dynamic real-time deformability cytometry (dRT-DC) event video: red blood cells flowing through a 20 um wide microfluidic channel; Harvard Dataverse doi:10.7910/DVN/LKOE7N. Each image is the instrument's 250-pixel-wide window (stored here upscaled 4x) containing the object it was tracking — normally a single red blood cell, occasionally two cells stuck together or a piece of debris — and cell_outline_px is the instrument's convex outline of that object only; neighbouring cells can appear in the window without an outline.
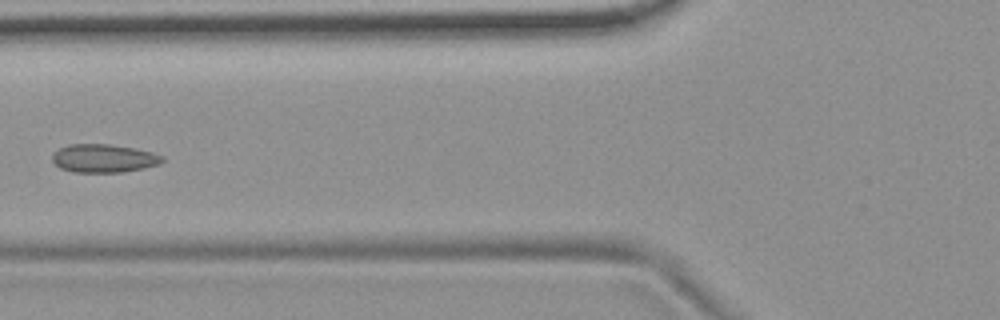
{"species": "common noctule bat (a hibernating species)", "species_latin": "Nyctalus noctula", "temperature_condition": "room temperature", "stored_images_in_passage": 9, "camera_frame_rate_fps": 3000, "um_per_image_px": 0.085, "animal": {"sex": "female", "body_mass_g": 19.9}, "frame": {"image": 1, "passage_image": 6, "time_ms": 6.667, "image_size_px": [1000, 320], "cell_outline_px": [[164, 160], [160, 164], [144, 168], [124, 172], [72, 172], [60, 168], [52, 160], [52, 152], [68, 144], [108, 144], [136, 148], [152, 152], [164, 156]], "centroid_in_image_um": [8.82, 13.45], "position_along_channel_um": 117.0, "area_um2": 18.32}}
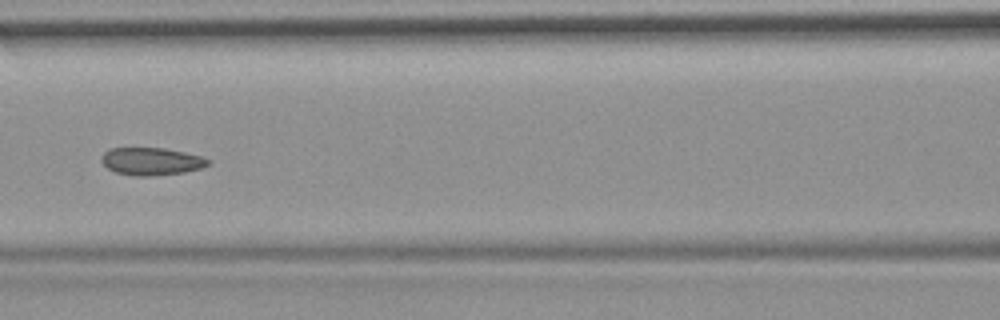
{"frame": {"image": 2, "passage_image": 7, "time_ms": 7.667, "image_size_px": [1000, 320], "cell_outline_px": [[212, 164], [200, 168], [184, 172], [152, 176], [136, 176], [116, 172], [108, 168], [100, 160], [100, 156], [108, 148], [164, 148], [204, 156], [212, 160]], "centroid_in_image_um": [12.9, 13.71], "position_along_channel_um": 153.7, "area_um2": 17.34}}
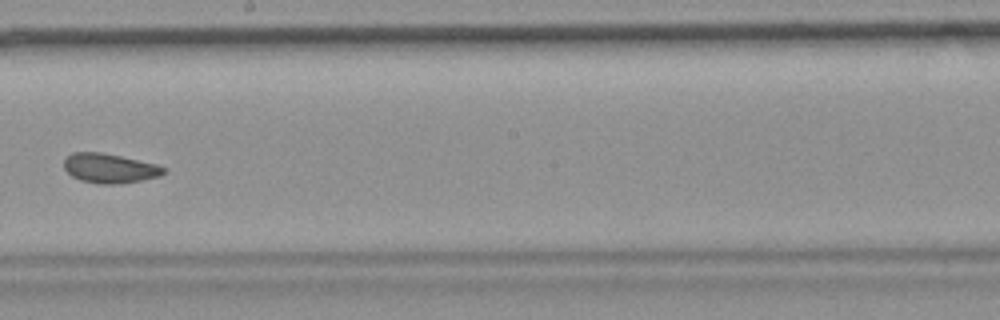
{"frame": {"image": 3, "passage_image": 9, "time_ms": 10.0, "image_size_px": [1000, 320], "cell_outline_px": [[168, 172], [160, 176], [140, 180], [116, 184], [96, 184], [80, 180], [72, 176], [64, 168], [64, 160], [72, 152], [100, 152], [120, 156], [156, 164], [168, 168]], "centroid_in_image_um": [9.34, 14.31], "position_along_channel_um": 238.9, "area_um2": 17.17}}